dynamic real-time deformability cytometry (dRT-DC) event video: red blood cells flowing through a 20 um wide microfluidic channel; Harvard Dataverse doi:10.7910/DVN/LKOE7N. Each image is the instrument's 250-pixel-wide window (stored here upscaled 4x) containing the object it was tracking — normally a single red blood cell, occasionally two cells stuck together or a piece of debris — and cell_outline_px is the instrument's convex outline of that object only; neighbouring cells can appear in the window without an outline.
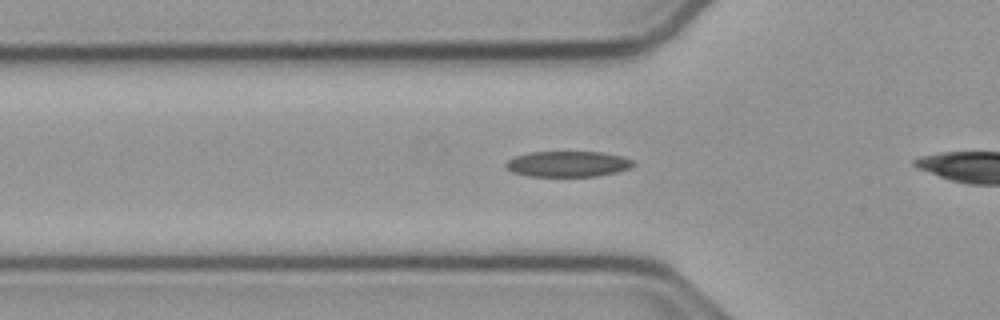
{"species": "common noctule bat (a hibernating species)", "species_latin": "Nyctalus noctula", "temperature_condition": "cold", "stored_images_in_passage": 27, "camera_frame_rate_fps": 3000, "um_per_image_px": 0.085, "animal": {"sex": "male", "body_mass_g": 23.1, "forearm_length_mm": 52.7}, "frame": {"image": 1, "passage_image": 2, "time_ms": 0.333, "image_size_px": [1000, 320], "cell_outline_px": [[636, 164], [628, 168], [616, 172], [596, 176], [528, 176], [512, 172], [504, 164], [508, 160], [516, 156], [532, 152], [600, 152], [624, 156], [632, 160]], "centroid_in_image_um": [48.28, 13.93], "position_along_channel_um": 77.5, "area_um2": 18.96}}
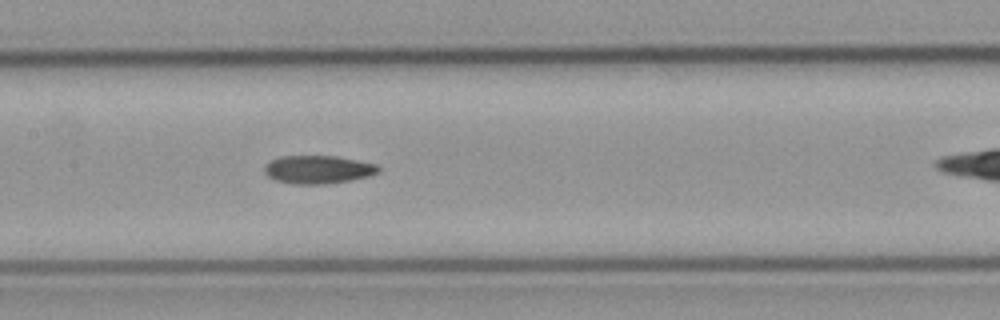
{"frame": {"image": 2, "passage_image": 10, "time_ms": 3.0, "image_size_px": [1000, 320], "cell_outline_px": [[380, 172], [368, 176], [348, 180], [324, 184], [292, 184], [276, 180], [268, 176], [264, 172], [264, 164], [280, 156], [336, 156], [380, 164]], "centroid_in_image_um": [27.05, 14.4], "position_along_channel_um": 180.4, "area_um2": 18.79}}
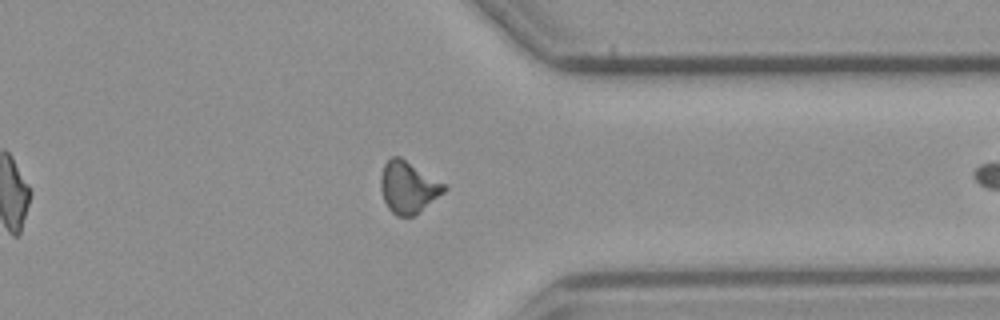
{"frame": {"image": 3, "passage_image": 26, "time_ms": 8.333, "image_size_px": [1000, 320], "cell_outline_px": [[448, 188], [444, 192], [420, 212], [412, 216], [396, 216], [388, 208], [384, 200], [380, 188], [380, 176], [384, 164], [392, 156], [400, 156], [448, 184]], "centroid_in_image_um": [34.72, 15.9], "position_along_channel_um": 376.7, "area_um2": 19.48}}